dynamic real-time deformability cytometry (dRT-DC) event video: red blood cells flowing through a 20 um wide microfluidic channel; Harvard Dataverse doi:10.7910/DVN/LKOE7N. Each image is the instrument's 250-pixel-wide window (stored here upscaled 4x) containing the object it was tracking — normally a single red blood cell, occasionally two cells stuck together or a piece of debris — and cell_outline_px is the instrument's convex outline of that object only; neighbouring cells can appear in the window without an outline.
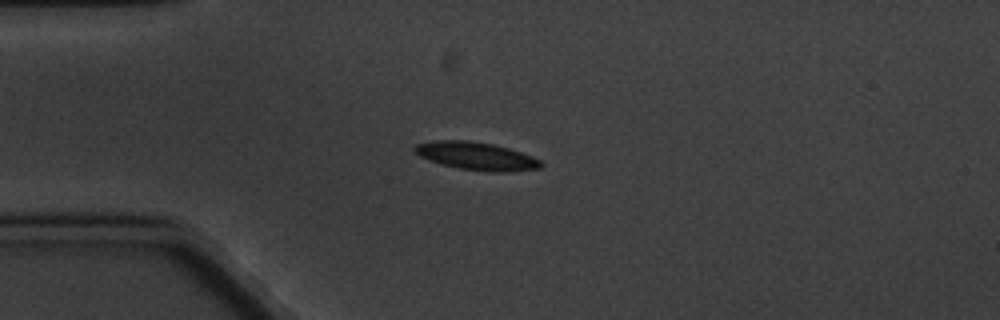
{"species": "common noctule bat (a hibernating species)", "species_latin": "Nyctalus noctula", "temperature_condition": "cold", "stored_images_in_passage": 6, "camera_frame_rate_fps": 3000, "um_per_image_px": 0.085, "animal": {"sex": "male", "body_mass_g": 20.1, "forearm_length_mm": 53.5}, "frame": {"image": 1, "passage_image": 3, "time_ms": 3.333, "image_size_px": [1000, 320], "cell_outline_px": [[544, 164], [540, 168], [504, 172], [496, 172], [460, 168], [428, 160], [420, 156], [412, 148], [416, 144], [436, 140], [468, 140], [492, 144], [508, 148], [532, 156], [540, 160]], "centroid_in_image_um": [40.49, 13.25], "position_along_channel_um": 44.5, "area_um2": 20.23}}